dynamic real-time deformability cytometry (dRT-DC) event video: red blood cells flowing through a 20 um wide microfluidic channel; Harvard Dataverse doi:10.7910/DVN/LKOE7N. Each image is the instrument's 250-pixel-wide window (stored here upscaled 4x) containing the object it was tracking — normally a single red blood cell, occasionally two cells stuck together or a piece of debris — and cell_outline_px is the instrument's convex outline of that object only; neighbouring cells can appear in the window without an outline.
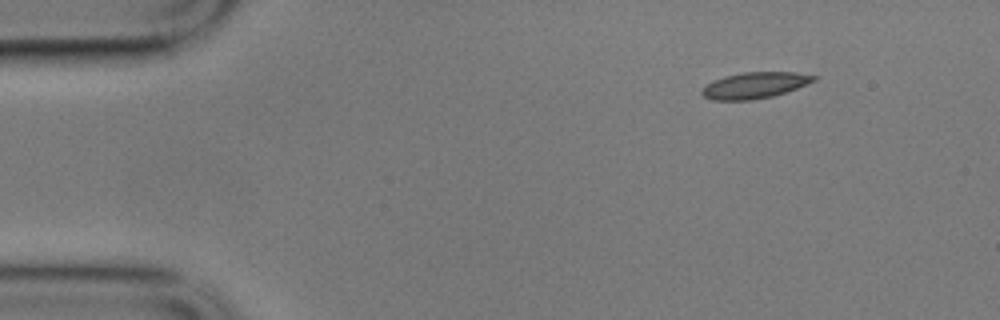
{"species": "common noctule bat (a hibernating species)", "species_latin": "Nyctalus noctula", "temperature_condition": "cold", "stored_images_in_passage": 3, "camera_frame_rate_fps": 3000, "um_per_image_px": 0.085, "animal": {"sex": "male", "body_mass_g": 17.9}, "frame": {"image": 1, "passage_image": 3, "time_ms": 0.667, "image_size_px": [1000, 320], "cell_outline_px": [[820, 76], [816, 80], [808, 84], [772, 96], [752, 100], [712, 100], [704, 96], [700, 92], [708, 84], [724, 76], [740, 72], [796, 72]], "centroid_in_image_um": [64.2, 7.24], "position_along_channel_um": 20.8, "area_um2": 16.99}}